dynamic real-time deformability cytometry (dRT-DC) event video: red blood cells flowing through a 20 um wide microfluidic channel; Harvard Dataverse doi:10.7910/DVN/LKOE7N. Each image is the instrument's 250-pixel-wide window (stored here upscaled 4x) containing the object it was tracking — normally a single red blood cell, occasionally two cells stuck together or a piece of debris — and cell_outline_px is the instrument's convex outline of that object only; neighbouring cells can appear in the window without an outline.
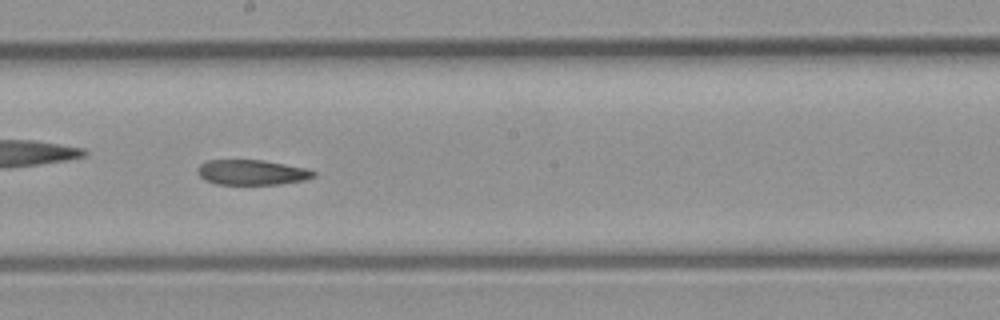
{"species": "common noctule bat (a hibernating species)", "species_latin": "Nyctalus noctula", "temperature_condition": "room temperature", "stored_images_in_passage": 24, "camera_frame_rate_fps": 3000, "um_per_image_px": 0.085, "animal": {"sex": "male", "body_mass_g": 23.1, "forearm_length_mm": 52.7}, "frame": {"image": 1, "passage_image": 11, "time_ms": 3.333, "image_size_px": [1000, 320], "cell_outline_px": [[316, 176], [304, 180], [280, 184], [216, 184], [204, 180], [196, 172], [196, 168], [200, 164], [208, 160], [264, 160], [308, 168], [316, 172]], "centroid_in_image_um": [21.41, 14.64], "position_along_channel_um": 226.8, "area_um2": 17.17}}
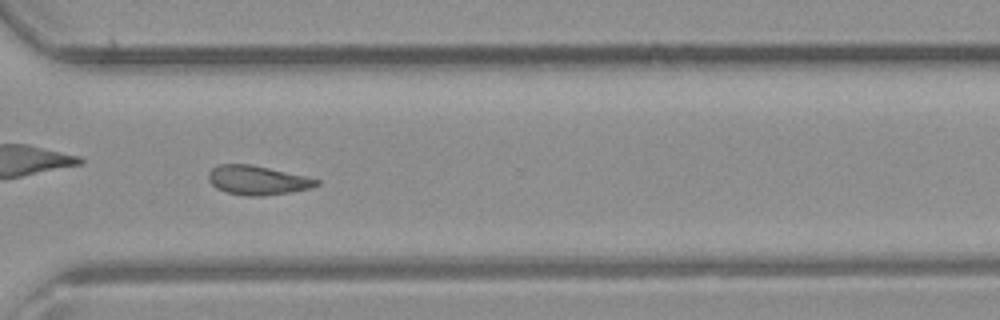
{"frame": {"image": 2, "passage_image": 17, "time_ms": 5.333, "image_size_px": [1000, 320], "cell_outline_px": [[320, 184], [312, 188], [292, 192], [260, 196], [248, 196], [228, 192], [216, 188], [208, 180], [208, 172], [212, 168], [220, 164], [252, 164], [304, 176], [320, 180]], "centroid_in_image_um": [21.89, 15.32], "position_along_channel_um": 348.7, "area_um2": 18.32}}